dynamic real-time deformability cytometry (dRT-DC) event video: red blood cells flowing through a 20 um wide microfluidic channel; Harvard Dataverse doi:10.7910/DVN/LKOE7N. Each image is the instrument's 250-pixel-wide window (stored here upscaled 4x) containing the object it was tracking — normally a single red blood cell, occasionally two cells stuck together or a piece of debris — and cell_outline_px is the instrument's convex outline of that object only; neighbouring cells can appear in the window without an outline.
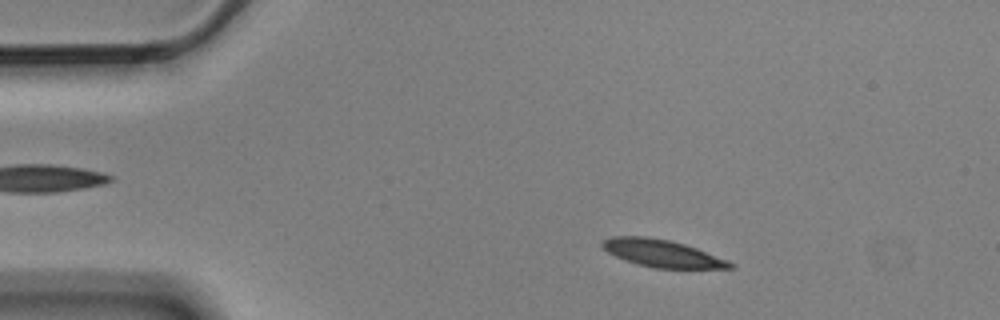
{"species": "Egyptian fruit bat (a non-hibernating species)", "species_latin": "Rousettus aegyptiacus", "temperature_condition": "cold", "stored_images_in_passage": 3, "camera_frame_rate_fps": 3000, "um_per_image_px": 0.085, "animal": {"sex": "male"}, "frame": {"image": 1, "passage_image": 1, "time_ms": 0.0, "image_size_px": [1000, 320], "cell_outline_px": [[736, 268], [652, 268], [636, 264], [624, 260], [608, 252], [600, 244], [604, 240], [612, 236], [644, 236], [668, 240], [684, 244], [696, 248], [728, 260], [736, 264]], "centroid_in_image_um": [56.29, 21.54], "position_along_channel_um": 28.7, "area_um2": 20.29}}